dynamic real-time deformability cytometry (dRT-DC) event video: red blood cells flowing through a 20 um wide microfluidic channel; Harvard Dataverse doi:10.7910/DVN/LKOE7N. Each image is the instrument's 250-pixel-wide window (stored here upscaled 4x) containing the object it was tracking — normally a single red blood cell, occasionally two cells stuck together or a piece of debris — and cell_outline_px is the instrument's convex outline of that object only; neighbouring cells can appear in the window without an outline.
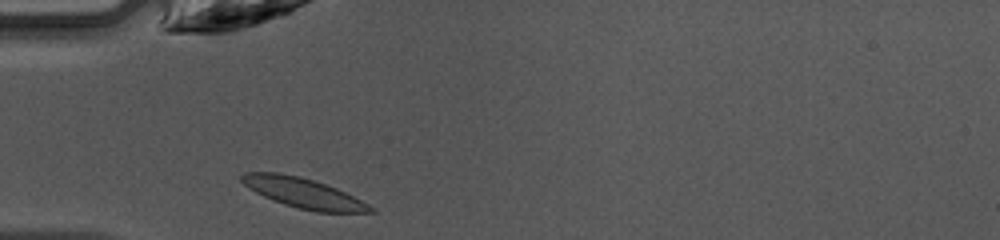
{"species": "common noctule bat (a hibernating species)", "species_latin": "Nyctalus noctula", "temperature_condition": "warm", "stored_images_in_passage": 32, "camera_frame_rate_fps": 3000, "um_per_image_px": 0.085, "animal": {"sex": "female", "body_mass_g": 10.0, "forearm_length_mm": 53.1}, "frame": {"image": 1, "passage_image": 1, "time_ms": 0.0, "image_size_px": [1000, 240], "cell_outline_px": [[376, 212], [316, 212], [296, 208], [284, 204], [264, 196], [248, 188], [240, 180], [240, 176], [244, 172], [276, 172], [300, 176], [336, 188], [376, 208]], "centroid_in_image_um": [25.77, 16.41], "position_along_channel_um": 59.2, "area_um2": 22.31}}
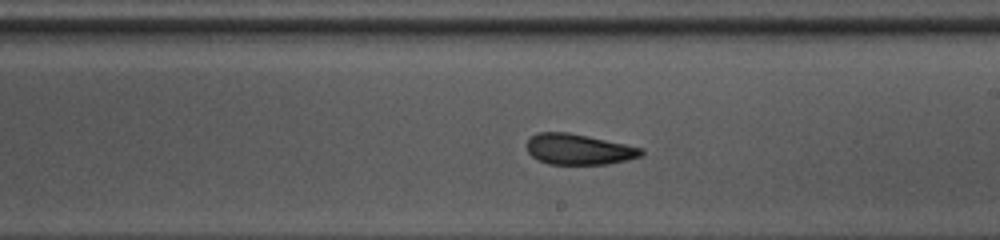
{"frame": {"image": 2, "passage_image": 14, "time_ms": 4.333, "image_size_px": [1000, 240], "cell_outline_px": [[644, 152], [640, 156], [628, 160], [608, 164], [548, 164], [532, 156], [528, 152], [528, 140], [536, 132], [568, 132], [588, 136], [644, 148]], "centroid_in_image_um": [49.21, 12.69], "position_along_channel_um": 239.8, "area_um2": 20.4}}
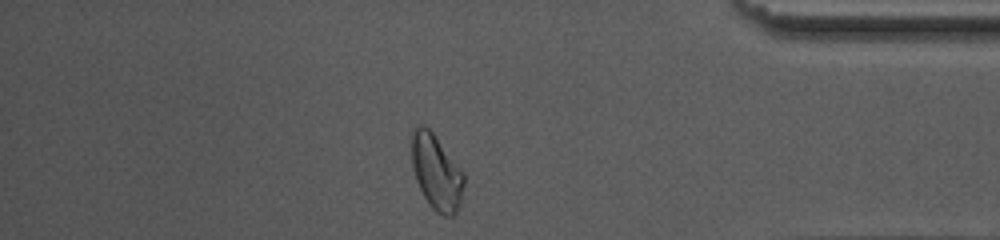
{"frame": {"image": 3, "passage_image": 27, "time_ms": 8.667, "image_size_px": [1000, 240], "cell_outline_px": [[464, 184], [460, 204], [456, 212], [452, 216], [444, 216], [436, 212], [432, 208], [424, 196], [416, 180], [412, 168], [412, 128], [420, 124], [428, 128], [432, 132], [464, 172]], "centroid_in_image_um": [37.09, 14.64], "position_along_channel_um": 398.1, "area_um2": 22.83}, "authors_computed_cell_mechanics": {"area_um2": 21.5594, "velocity_mm_per_s": 4.2448, "shape_relaxation_time_tau1_ms": 3.5657, "shape_relaxation_time_tau2_ms": 1.9768, "deformation_change_tau1": 0.1244, "deformation_change_tau2": 0.0871}}